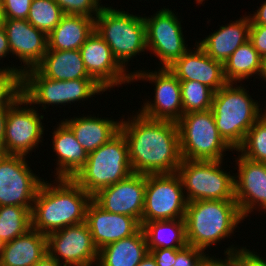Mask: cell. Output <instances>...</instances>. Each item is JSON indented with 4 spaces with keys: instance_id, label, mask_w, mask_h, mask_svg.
<instances>
[{
    "instance_id": "1",
    "label": "cell",
    "mask_w": 266,
    "mask_h": 266,
    "mask_svg": "<svg viewBox=\"0 0 266 266\" xmlns=\"http://www.w3.org/2000/svg\"><path fill=\"white\" fill-rule=\"evenodd\" d=\"M136 114L131 120H120L133 173H177L182 162L177 123Z\"/></svg>"
},
{
    "instance_id": "2",
    "label": "cell",
    "mask_w": 266,
    "mask_h": 266,
    "mask_svg": "<svg viewBox=\"0 0 266 266\" xmlns=\"http://www.w3.org/2000/svg\"><path fill=\"white\" fill-rule=\"evenodd\" d=\"M54 183L43 179L31 210V228L46 235L85 222L92 201L73 179L58 178Z\"/></svg>"
},
{
    "instance_id": "3",
    "label": "cell",
    "mask_w": 266,
    "mask_h": 266,
    "mask_svg": "<svg viewBox=\"0 0 266 266\" xmlns=\"http://www.w3.org/2000/svg\"><path fill=\"white\" fill-rule=\"evenodd\" d=\"M184 220L187 245L205 251L234 233L244 218L236 201L200 200L187 203Z\"/></svg>"
},
{
    "instance_id": "4",
    "label": "cell",
    "mask_w": 266,
    "mask_h": 266,
    "mask_svg": "<svg viewBox=\"0 0 266 266\" xmlns=\"http://www.w3.org/2000/svg\"><path fill=\"white\" fill-rule=\"evenodd\" d=\"M233 84L226 83L214 93L211 111L220 135L236 150L263 113L244 87Z\"/></svg>"
},
{
    "instance_id": "5",
    "label": "cell",
    "mask_w": 266,
    "mask_h": 266,
    "mask_svg": "<svg viewBox=\"0 0 266 266\" xmlns=\"http://www.w3.org/2000/svg\"><path fill=\"white\" fill-rule=\"evenodd\" d=\"M128 144L119 131L104 145L88 154L84 167L73 180L93 196L99 190L113 185L132 174Z\"/></svg>"
},
{
    "instance_id": "6",
    "label": "cell",
    "mask_w": 266,
    "mask_h": 266,
    "mask_svg": "<svg viewBox=\"0 0 266 266\" xmlns=\"http://www.w3.org/2000/svg\"><path fill=\"white\" fill-rule=\"evenodd\" d=\"M112 8L104 6L100 10L95 18V30L109 45L114 58L126 69L131 58L147 49L146 25L142 16Z\"/></svg>"
},
{
    "instance_id": "7",
    "label": "cell",
    "mask_w": 266,
    "mask_h": 266,
    "mask_svg": "<svg viewBox=\"0 0 266 266\" xmlns=\"http://www.w3.org/2000/svg\"><path fill=\"white\" fill-rule=\"evenodd\" d=\"M177 126L182 159L223 160V152L234 150L217 130L211 109L185 113Z\"/></svg>"
},
{
    "instance_id": "8",
    "label": "cell",
    "mask_w": 266,
    "mask_h": 266,
    "mask_svg": "<svg viewBox=\"0 0 266 266\" xmlns=\"http://www.w3.org/2000/svg\"><path fill=\"white\" fill-rule=\"evenodd\" d=\"M222 160L182 159L180 176L187 202L200 200L235 201L234 176L221 169Z\"/></svg>"
},
{
    "instance_id": "9",
    "label": "cell",
    "mask_w": 266,
    "mask_h": 266,
    "mask_svg": "<svg viewBox=\"0 0 266 266\" xmlns=\"http://www.w3.org/2000/svg\"><path fill=\"white\" fill-rule=\"evenodd\" d=\"M106 90L94 79L54 80L44 77L36 68L23 72V97L32 104L66 105L88 100Z\"/></svg>"
},
{
    "instance_id": "10",
    "label": "cell",
    "mask_w": 266,
    "mask_h": 266,
    "mask_svg": "<svg viewBox=\"0 0 266 266\" xmlns=\"http://www.w3.org/2000/svg\"><path fill=\"white\" fill-rule=\"evenodd\" d=\"M177 173L147 174L141 225L158 220L184 219L187 200Z\"/></svg>"
},
{
    "instance_id": "11",
    "label": "cell",
    "mask_w": 266,
    "mask_h": 266,
    "mask_svg": "<svg viewBox=\"0 0 266 266\" xmlns=\"http://www.w3.org/2000/svg\"><path fill=\"white\" fill-rule=\"evenodd\" d=\"M46 238L47 254L63 266H92L98 261L99 250L86 222L51 232Z\"/></svg>"
},
{
    "instance_id": "12",
    "label": "cell",
    "mask_w": 266,
    "mask_h": 266,
    "mask_svg": "<svg viewBox=\"0 0 266 266\" xmlns=\"http://www.w3.org/2000/svg\"><path fill=\"white\" fill-rule=\"evenodd\" d=\"M28 166L25 156L7 155L0 160V206H21L30 211L42 184Z\"/></svg>"
},
{
    "instance_id": "13",
    "label": "cell",
    "mask_w": 266,
    "mask_h": 266,
    "mask_svg": "<svg viewBox=\"0 0 266 266\" xmlns=\"http://www.w3.org/2000/svg\"><path fill=\"white\" fill-rule=\"evenodd\" d=\"M143 18L146 25L147 50L153 51L162 67H169L188 50L179 18L172 10L164 7L154 16Z\"/></svg>"
},
{
    "instance_id": "14",
    "label": "cell",
    "mask_w": 266,
    "mask_h": 266,
    "mask_svg": "<svg viewBox=\"0 0 266 266\" xmlns=\"http://www.w3.org/2000/svg\"><path fill=\"white\" fill-rule=\"evenodd\" d=\"M23 104L25 108L21 107ZM27 105L30 103L22 96L8 108L3 139L8 155L26 157L43 140L44 126L41 119L44 115L39 116L34 107L28 108Z\"/></svg>"
},
{
    "instance_id": "15",
    "label": "cell",
    "mask_w": 266,
    "mask_h": 266,
    "mask_svg": "<svg viewBox=\"0 0 266 266\" xmlns=\"http://www.w3.org/2000/svg\"><path fill=\"white\" fill-rule=\"evenodd\" d=\"M139 71L131 73L132 82L147 79V81L155 83L154 103L147 101L139 113L153 120L177 123L183 115L181 87L178 78L167 67H161L158 72Z\"/></svg>"
},
{
    "instance_id": "16",
    "label": "cell",
    "mask_w": 266,
    "mask_h": 266,
    "mask_svg": "<svg viewBox=\"0 0 266 266\" xmlns=\"http://www.w3.org/2000/svg\"><path fill=\"white\" fill-rule=\"evenodd\" d=\"M146 175L132 173L127 178L99 190L92 200L103 210L134 217L141 225Z\"/></svg>"
},
{
    "instance_id": "17",
    "label": "cell",
    "mask_w": 266,
    "mask_h": 266,
    "mask_svg": "<svg viewBox=\"0 0 266 266\" xmlns=\"http://www.w3.org/2000/svg\"><path fill=\"white\" fill-rule=\"evenodd\" d=\"M79 50L88 74L105 90L132 81L131 73L127 74V69L118 63L109 45L96 30Z\"/></svg>"
},
{
    "instance_id": "18",
    "label": "cell",
    "mask_w": 266,
    "mask_h": 266,
    "mask_svg": "<svg viewBox=\"0 0 266 266\" xmlns=\"http://www.w3.org/2000/svg\"><path fill=\"white\" fill-rule=\"evenodd\" d=\"M3 28L6 31L10 52L27 66L22 65L21 73L35 68L47 52V35L26 19L5 18Z\"/></svg>"
},
{
    "instance_id": "19",
    "label": "cell",
    "mask_w": 266,
    "mask_h": 266,
    "mask_svg": "<svg viewBox=\"0 0 266 266\" xmlns=\"http://www.w3.org/2000/svg\"><path fill=\"white\" fill-rule=\"evenodd\" d=\"M235 162L238 176H234V196L241 215L248 217L256 207L266 211V163L250 161L241 155Z\"/></svg>"
},
{
    "instance_id": "20",
    "label": "cell",
    "mask_w": 266,
    "mask_h": 266,
    "mask_svg": "<svg viewBox=\"0 0 266 266\" xmlns=\"http://www.w3.org/2000/svg\"><path fill=\"white\" fill-rule=\"evenodd\" d=\"M195 46V51L188 49L167 68L179 81H197L216 92L227 83L223 64L208 56L198 44Z\"/></svg>"
},
{
    "instance_id": "21",
    "label": "cell",
    "mask_w": 266,
    "mask_h": 266,
    "mask_svg": "<svg viewBox=\"0 0 266 266\" xmlns=\"http://www.w3.org/2000/svg\"><path fill=\"white\" fill-rule=\"evenodd\" d=\"M85 222L98 250L117 240L132 236L141 228L134 217L107 212L93 200L87 207Z\"/></svg>"
},
{
    "instance_id": "22",
    "label": "cell",
    "mask_w": 266,
    "mask_h": 266,
    "mask_svg": "<svg viewBox=\"0 0 266 266\" xmlns=\"http://www.w3.org/2000/svg\"><path fill=\"white\" fill-rule=\"evenodd\" d=\"M250 17L243 16L207 36L197 44L215 61L224 64L239 46L249 40Z\"/></svg>"
},
{
    "instance_id": "23",
    "label": "cell",
    "mask_w": 266,
    "mask_h": 266,
    "mask_svg": "<svg viewBox=\"0 0 266 266\" xmlns=\"http://www.w3.org/2000/svg\"><path fill=\"white\" fill-rule=\"evenodd\" d=\"M55 129L52 133V149H54L58 156V160H56V179H73L84 167L88 158V153L78 143L72 130L63 121H61Z\"/></svg>"
},
{
    "instance_id": "24",
    "label": "cell",
    "mask_w": 266,
    "mask_h": 266,
    "mask_svg": "<svg viewBox=\"0 0 266 266\" xmlns=\"http://www.w3.org/2000/svg\"><path fill=\"white\" fill-rule=\"evenodd\" d=\"M46 254V234L31 228L3 245L0 266H34Z\"/></svg>"
},
{
    "instance_id": "25",
    "label": "cell",
    "mask_w": 266,
    "mask_h": 266,
    "mask_svg": "<svg viewBox=\"0 0 266 266\" xmlns=\"http://www.w3.org/2000/svg\"><path fill=\"white\" fill-rule=\"evenodd\" d=\"M95 30V19L84 15L64 14L47 35V50H79Z\"/></svg>"
},
{
    "instance_id": "26",
    "label": "cell",
    "mask_w": 266,
    "mask_h": 266,
    "mask_svg": "<svg viewBox=\"0 0 266 266\" xmlns=\"http://www.w3.org/2000/svg\"><path fill=\"white\" fill-rule=\"evenodd\" d=\"M72 130L76 140L89 154L108 142L120 131L121 121L92 116L63 120Z\"/></svg>"
},
{
    "instance_id": "27",
    "label": "cell",
    "mask_w": 266,
    "mask_h": 266,
    "mask_svg": "<svg viewBox=\"0 0 266 266\" xmlns=\"http://www.w3.org/2000/svg\"><path fill=\"white\" fill-rule=\"evenodd\" d=\"M35 68L44 77L54 80L93 79L85 68L80 50H47Z\"/></svg>"
},
{
    "instance_id": "28",
    "label": "cell",
    "mask_w": 266,
    "mask_h": 266,
    "mask_svg": "<svg viewBox=\"0 0 266 266\" xmlns=\"http://www.w3.org/2000/svg\"><path fill=\"white\" fill-rule=\"evenodd\" d=\"M148 252L146 237L140 228L132 236L101 248L96 266H137Z\"/></svg>"
},
{
    "instance_id": "29",
    "label": "cell",
    "mask_w": 266,
    "mask_h": 266,
    "mask_svg": "<svg viewBox=\"0 0 266 266\" xmlns=\"http://www.w3.org/2000/svg\"><path fill=\"white\" fill-rule=\"evenodd\" d=\"M148 251L161 248H183L187 245L184 219L158 220L141 225Z\"/></svg>"
},
{
    "instance_id": "30",
    "label": "cell",
    "mask_w": 266,
    "mask_h": 266,
    "mask_svg": "<svg viewBox=\"0 0 266 266\" xmlns=\"http://www.w3.org/2000/svg\"><path fill=\"white\" fill-rule=\"evenodd\" d=\"M262 57L253 47L250 40L243 43L231 54L223 64L224 77L227 83H236L249 79L252 75H259Z\"/></svg>"
},
{
    "instance_id": "31",
    "label": "cell",
    "mask_w": 266,
    "mask_h": 266,
    "mask_svg": "<svg viewBox=\"0 0 266 266\" xmlns=\"http://www.w3.org/2000/svg\"><path fill=\"white\" fill-rule=\"evenodd\" d=\"M31 229V211L21 206H0V240L5 244Z\"/></svg>"
},
{
    "instance_id": "32",
    "label": "cell",
    "mask_w": 266,
    "mask_h": 266,
    "mask_svg": "<svg viewBox=\"0 0 266 266\" xmlns=\"http://www.w3.org/2000/svg\"><path fill=\"white\" fill-rule=\"evenodd\" d=\"M183 114L211 109L214 91L197 81H180Z\"/></svg>"
},
{
    "instance_id": "33",
    "label": "cell",
    "mask_w": 266,
    "mask_h": 266,
    "mask_svg": "<svg viewBox=\"0 0 266 266\" xmlns=\"http://www.w3.org/2000/svg\"><path fill=\"white\" fill-rule=\"evenodd\" d=\"M64 13L54 0H32L27 21L48 35Z\"/></svg>"
},
{
    "instance_id": "34",
    "label": "cell",
    "mask_w": 266,
    "mask_h": 266,
    "mask_svg": "<svg viewBox=\"0 0 266 266\" xmlns=\"http://www.w3.org/2000/svg\"><path fill=\"white\" fill-rule=\"evenodd\" d=\"M236 151L250 161L266 163V117L264 115L248 130L243 143Z\"/></svg>"
},
{
    "instance_id": "35",
    "label": "cell",
    "mask_w": 266,
    "mask_h": 266,
    "mask_svg": "<svg viewBox=\"0 0 266 266\" xmlns=\"http://www.w3.org/2000/svg\"><path fill=\"white\" fill-rule=\"evenodd\" d=\"M14 67L0 68V108L11 107L23 96V74Z\"/></svg>"
},
{
    "instance_id": "36",
    "label": "cell",
    "mask_w": 266,
    "mask_h": 266,
    "mask_svg": "<svg viewBox=\"0 0 266 266\" xmlns=\"http://www.w3.org/2000/svg\"><path fill=\"white\" fill-rule=\"evenodd\" d=\"M64 14L84 15L95 19L104 6L101 0H54ZM95 15V16H93Z\"/></svg>"
},
{
    "instance_id": "37",
    "label": "cell",
    "mask_w": 266,
    "mask_h": 266,
    "mask_svg": "<svg viewBox=\"0 0 266 266\" xmlns=\"http://www.w3.org/2000/svg\"><path fill=\"white\" fill-rule=\"evenodd\" d=\"M230 246L224 250V255L229 256L233 266H266V260L246 247L241 249Z\"/></svg>"
},
{
    "instance_id": "38",
    "label": "cell",
    "mask_w": 266,
    "mask_h": 266,
    "mask_svg": "<svg viewBox=\"0 0 266 266\" xmlns=\"http://www.w3.org/2000/svg\"><path fill=\"white\" fill-rule=\"evenodd\" d=\"M203 250L186 245L177 249V255L172 266H201L208 258Z\"/></svg>"
},
{
    "instance_id": "39",
    "label": "cell",
    "mask_w": 266,
    "mask_h": 266,
    "mask_svg": "<svg viewBox=\"0 0 266 266\" xmlns=\"http://www.w3.org/2000/svg\"><path fill=\"white\" fill-rule=\"evenodd\" d=\"M32 0H1L5 18L27 19Z\"/></svg>"
},
{
    "instance_id": "40",
    "label": "cell",
    "mask_w": 266,
    "mask_h": 266,
    "mask_svg": "<svg viewBox=\"0 0 266 266\" xmlns=\"http://www.w3.org/2000/svg\"><path fill=\"white\" fill-rule=\"evenodd\" d=\"M249 40L261 57L266 55V25H250Z\"/></svg>"
},
{
    "instance_id": "41",
    "label": "cell",
    "mask_w": 266,
    "mask_h": 266,
    "mask_svg": "<svg viewBox=\"0 0 266 266\" xmlns=\"http://www.w3.org/2000/svg\"><path fill=\"white\" fill-rule=\"evenodd\" d=\"M177 249L179 248H161L149 250L157 266H172L175 263Z\"/></svg>"
},
{
    "instance_id": "42",
    "label": "cell",
    "mask_w": 266,
    "mask_h": 266,
    "mask_svg": "<svg viewBox=\"0 0 266 266\" xmlns=\"http://www.w3.org/2000/svg\"><path fill=\"white\" fill-rule=\"evenodd\" d=\"M250 16L251 25H266V1Z\"/></svg>"
},
{
    "instance_id": "43",
    "label": "cell",
    "mask_w": 266,
    "mask_h": 266,
    "mask_svg": "<svg viewBox=\"0 0 266 266\" xmlns=\"http://www.w3.org/2000/svg\"><path fill=\"white\" fill-rule=\"evenodd\" d=\"M10 52V46L7 39L6 31L3 27H0V58H5Z\"/></svg>"
},
{
    "instance_id": "44",
    "label": "cell",
    "mask_w": 266,
    "mask_h": 266,
    "mask_svg": "<svg viewBox=\"0 0 266 266\" xmlns=\"http://www.w3.org/2000/svg\"><path fill=\"white\" fill-rule=\"evenodd\" d=\"M224 260L217 259L214 256L208 257L207 260L201 266H233L232 261L230 260L229 256H226Z\"/></svg>"
},
{
    "instance_id": "45",
    "label": "cell",
    "mask_w": 266,
    "mask_h": 266,
    "mask_svg": "<svg viewBox=\"0 0 266 266\" xmlns=\"http://www.w3.org/2000/svg\"><path fill=\"white\" fill-rule=\"evenodd\" d=\"M34 266H63V265L59 264L54 258H52L48 254H46Z\"/></svg>"
},
{
    "instance_id": "46",
    "label": "cell",
    "mask_w": 266,
    "mask_h": 266,
    "mask_svg": "<svg viewBox=\"0 0 266 266\" xmlns=\"http://www.w3.org/2000/svg\"><path fill=\"white\" fill-rule=\"evenodd\" d=\"M8 108H0V139H4Z\"/></svg>"
},
{
    "instance_id": "47",
    "label": "cell",
    "mask_w": 266,
    "mask_h": 266,
    "mask_svg": "<svg viewBox=\"0 0 266 266\" xmlns=\"http://www.w3.org/2000/svg\"><path fill=\"white\" fill-rule=\"evenodd\" d=\"M137 266H157L153 256L148 252L147 255Z\"/></svg>"
},
{
    "instance_id": "48",
    "label": "cell",
    "mask_w": 266,
    "mask_h": 266,
    "mask_svg": "<svg viewBox=\"0 0 266 266\" xmlns=\"http://www.w3.org/2000/svg\"><path fill=\"white\" fill-rule=\"evenodd\" d=\"M259 76L262 78V80L266 81V55L262 57L261 71Z\"/></svg>"
},
{
    "instance_id": "49",
    "label": "cell",
    "mask_w": 266,
    "mask_h": 266,
    "mask_svg": "<svg viewBox=\"0 0 266 266\" xmlns=\"http://www.w3.org/2000/svg\"><path fill=\"white\" fill-rule=\"evenodd\" d=\"M7 155L8 153L6 152L3 139H0V160L5 158Z\"/></svg>"
},
{
    "instance_id": "50",
    "label": "cell",
    "mask_w": 266,
    "mask_h": 266,
    "mask_svg": "<svg viewBox=\"0 0 266 266\" xmlns=\"http://www.w3.org/2000/svg\"><path fill=\"white\" fill-rule=\"evenodd\" d=\"M4 22H5V15H4V10H3L2 3L0 0V27H3Z\"/></svg>"
},
{
    "instance_id": "51",
    "label": "cell",
    "mask_w": 266,
    "mask_h": 266,
    "mask_svg": "<svg viewBox=\"0 0 266 266\" xmlns=\"http://www.w3.org/2000/svg\"><path fill=\"white\" fill-rule=\"evenodd\" d=\"M3 245L4 243L0 240V259H1L2 251H3Z\"/></svg>"
},
{
    "instance_id": "52",
    "label": "cell",
    "mask_w": 266,
    "mask_h": 266,
    "mask_svg": "<svg viewBox=\"0 0 266 266\" xmlns=\"http://www.w3.org/2000/svg\"><path fill=\"white\" fill-rule=\"evenodd\" d=\"M196 1H197V4L198 3L202 4V2L205 1V0H196Z\"/></svg>"
}]
</instances>
